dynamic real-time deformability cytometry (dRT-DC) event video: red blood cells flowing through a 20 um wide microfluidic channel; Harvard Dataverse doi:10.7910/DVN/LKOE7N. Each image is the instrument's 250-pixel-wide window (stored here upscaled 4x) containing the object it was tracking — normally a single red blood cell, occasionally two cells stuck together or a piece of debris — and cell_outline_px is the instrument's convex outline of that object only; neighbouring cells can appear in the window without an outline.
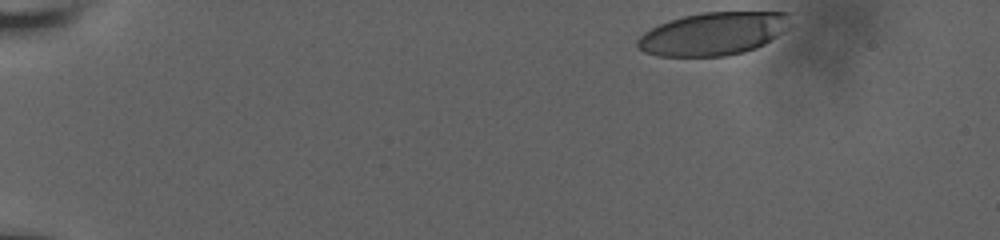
{"species": "human", "species_latin": "Homo sapiens", "temperature_condition": "room temperature", "stored_images_in_passage": 12, "camera_frame_rate_fps": 3000, "um_per_image_px": 0.085, "donor": {"sex": "male"}, "frame": {"image": 1, "passage_image": 1, "time_ms": 0.0, "image_size_px": [1000, 240], "cell_outline_px": [[792, 28], [764, 44], [756, 48], [744, 52], [724, 56], [656, 56], [644, 52], [636, 44], [636, 40], [644, 32], [660, 24], [684, 16], [704, 12], [792, 12]], "centroid_in_image_um": [60.72, 2.86], "position_along_channel_um": 24.3, "area_um2": 38.61}}
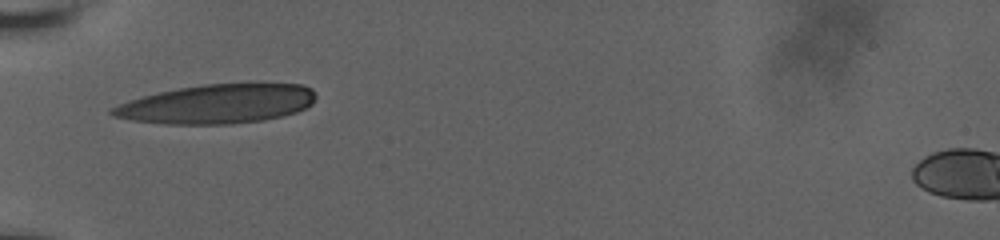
{"frame": {"image": 2, "passage_image": 11, "time_ms": 4.333, "image_size_px": [1000, 240], "cell_outline_px": [[316, 96], [312, 104], [296, 112], [264, 120], [232, 124], [164, 124], [132, 120], [112, 116], [108, 112], [108, 108], [144, 96], [160, 92], [180, 88], [204, 84], [248, 80], [260, 80], [304, 84], [312, 88], [316, 92]], "centroid_in_image_um": [18.58, 8.78], "position_along_channel_um": 66.4, "area_um2": 47.92}}